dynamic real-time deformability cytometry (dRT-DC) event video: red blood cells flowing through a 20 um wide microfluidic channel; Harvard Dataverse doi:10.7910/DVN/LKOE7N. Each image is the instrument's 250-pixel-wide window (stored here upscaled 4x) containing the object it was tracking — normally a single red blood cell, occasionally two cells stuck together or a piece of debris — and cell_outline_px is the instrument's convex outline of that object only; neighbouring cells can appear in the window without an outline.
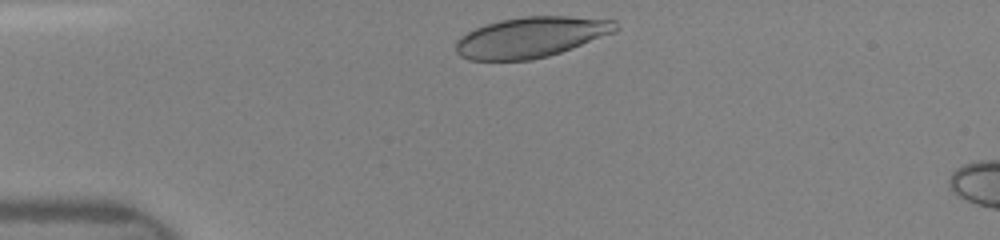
{"species": "human", "species_latin": "Homo sapiens", "temperature_condition": "room temperature", "stored_images_in_passage": 38, "camera_frame_rate_fps": 3000, "um_per_image_px": 0.085, "donor": {"sex": "female"}, "frame": {"image": 1, "passage_image": 2, "time_ms": 0.333, "image_size_px": [1000, 240], "cell_outline_px": [[620, 28], [616, 32], [572, 48], [548, 56], [532, 60], [468, 60], [460, 56], [456, 52], [456, 40], [460, 36], [476, 28], [500, 20], [524, 16], [568, 16], [616, 20]], "centroid_in_image_um": [45.16, 3.16], "position_along_channel_um": 39.8, "area_um2": 37.86}}
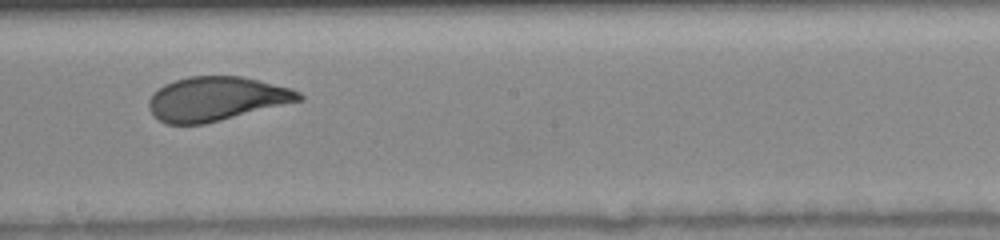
{"frame": {"image": 2, "passage_image": 18, "time_ms": 5.667, "image_size_px": [1000, 240], "cell_outline_px": [[304, 100], [204, 124], [168, 124], [160, 120], [148, 108], [148, 100], [164, 84], [188, 76], [240, 76], [292, 88], [300, 92], [304, 96]], "centroid_in_image_um": [18.43, 8.39], "position_along_channel_um": 229.8, "area_um2": 38.32}}
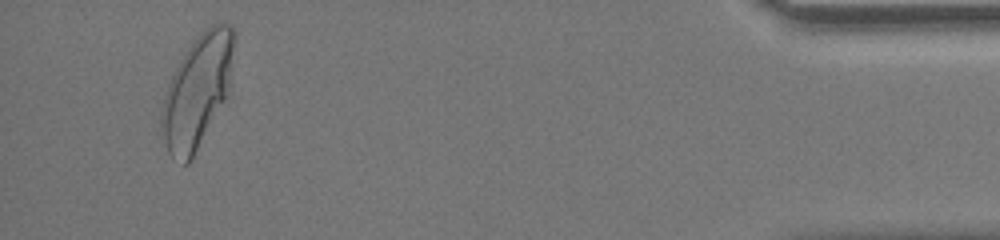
{"frame": {"image": 3, "passage_image": 36, "time_ms": 11.667, "image_size_px": [1000, 240], "cell_outline_px": [[236, 40], [228, 88], [224, 100], [188, 164], [184, 164], [172, 160], [168, 152], [160, 124], [160, 108], [164, 92], [180, 60], [192, 40], [200, 32], [212, 24], [224, 20], [232, 24], [236, 32]], "centroid_in_image_um": [16.76, 7.66], "position_along_channel_um": 418.4, "area_um2": 47.51}}